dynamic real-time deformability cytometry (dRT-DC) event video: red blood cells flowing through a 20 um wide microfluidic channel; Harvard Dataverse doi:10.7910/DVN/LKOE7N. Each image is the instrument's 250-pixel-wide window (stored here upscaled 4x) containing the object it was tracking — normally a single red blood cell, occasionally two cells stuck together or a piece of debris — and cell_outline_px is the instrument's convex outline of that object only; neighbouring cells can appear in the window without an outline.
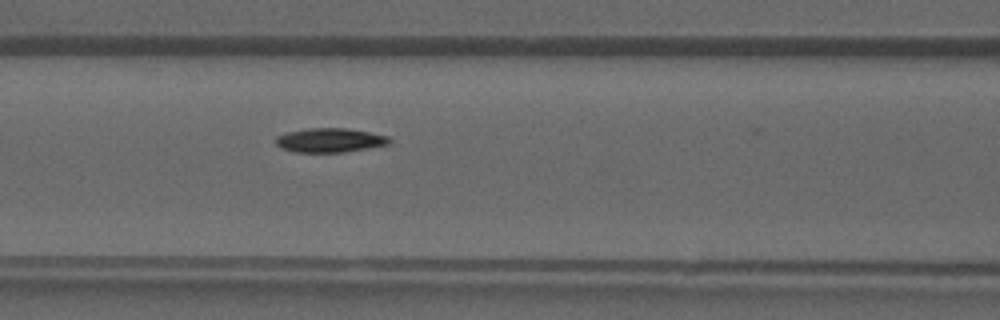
{"species": "common noctule bat (a hibernating species)", "species_latin": "Nyctalus noctula", "temperature_condition": "warm", "stored_images_in_passage": 33, "camera_frame_rate_fps": 3000, "um_per_image_px": 0.085, "animal": {"sex": "male", "forearm_length_mm": 52.5}, "frame": {"image": 1, "passage_image": 10, "time_ms": 3.0, "image_size_px": [1000, 320], "cell_outline_px": [[392, 140], [388, 144], [368, 148], [340, 152], [296, 152], [280, 148], [276, 144], [276, 136], [288, 132], [308, 128], [344, 128], [368, 132], [388, 136]], "centroid_in_image_um": [28.01, 11.92], "position_along_channel_um": 138.6, "area_um2": 15.84}}
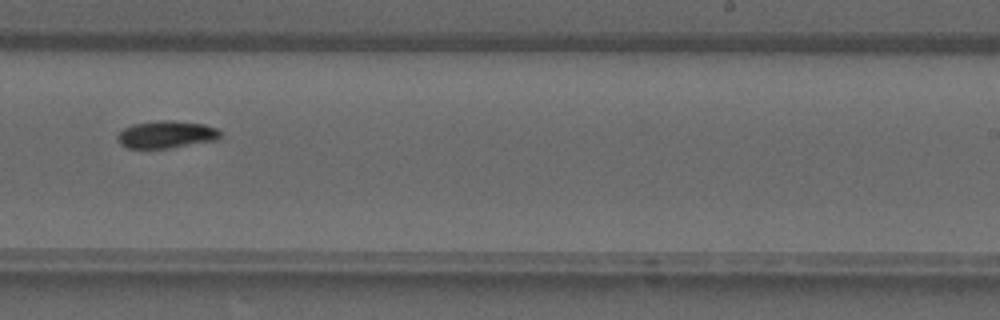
{"frame": {"image": 2, "passage_image": 18, "time_ms": 5.667, "image_size_px": [1000, 320], "cell_outline_px": [[224, 136], [220, 140], [168, 148], [128, 148], [120, 144], [116, 140], [116, 136], [124, 128], [136, 124], [160, 120], [172, 120], [204, 124], [216, 128]], "centroid_in_image_um": [14.19, 11.44], "position_along_channel_um": 274.8, "area_um2": 16.53}}
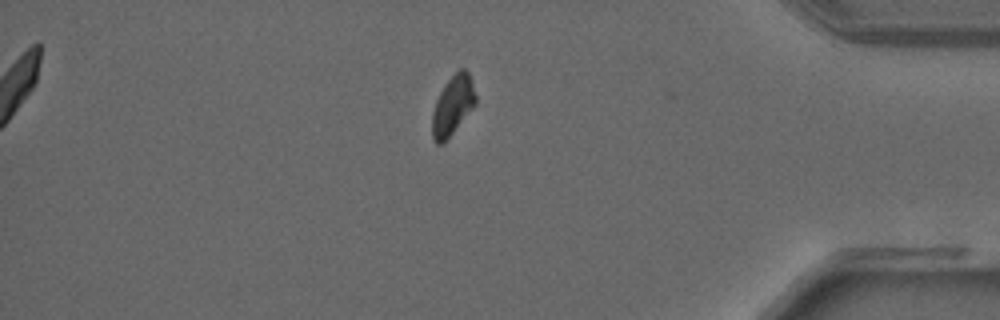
{"frame": {"image": 3, "passage_image": 27, "time_ms": 8.667, "image_size_px": [1000, 320], "cell_outline_px": [[476, 104], [452, 132], [440, 144], [436, 144], [432, 140], [432, 112], [436, 100], [444, 84], [460, 68], [464, 68], [468, 72], [476, 96]], "centroid_in_image_um": [38.46, 8.94], "position_along_channel_um": 396.7, "area_um2": 14.68}}